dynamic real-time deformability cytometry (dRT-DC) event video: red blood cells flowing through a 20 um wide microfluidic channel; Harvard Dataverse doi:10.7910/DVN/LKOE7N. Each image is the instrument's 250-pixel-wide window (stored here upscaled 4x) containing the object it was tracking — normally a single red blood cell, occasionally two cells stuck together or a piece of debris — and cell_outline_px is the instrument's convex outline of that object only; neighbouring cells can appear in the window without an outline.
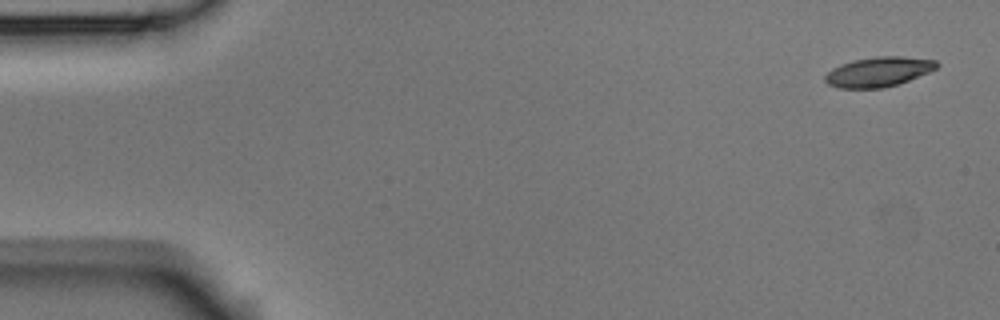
{"species": "Egyptian fruit bat (a non-hibernating species)", "species_latin": "Rousettus aegyptiacus", "temperature_condition": "room temperature", "stored_images_in_passage": 6, "camera_frame_rate_fps": 3000, "um_per_image_px": 0.085, "animal": {"sex": "male"}, "frame": {"image": 1, "passage_image": 1, "time_ms": 0.0, "image_size_px": [1000, 320], "cell_outline_px": [[940, 64], [936, 68], [928, 72], [908, 80], [884, 88], [840, 88], [828, 84], [824, 80], [824, 76], [832, 68], [840, 64], [852, 60], [876, 56], [904, 56], [936, 60]], "centroid_in_image_um": [74.65, 6.09], "position_along_channel_um": 10.3, "area_um2": 19.36}}
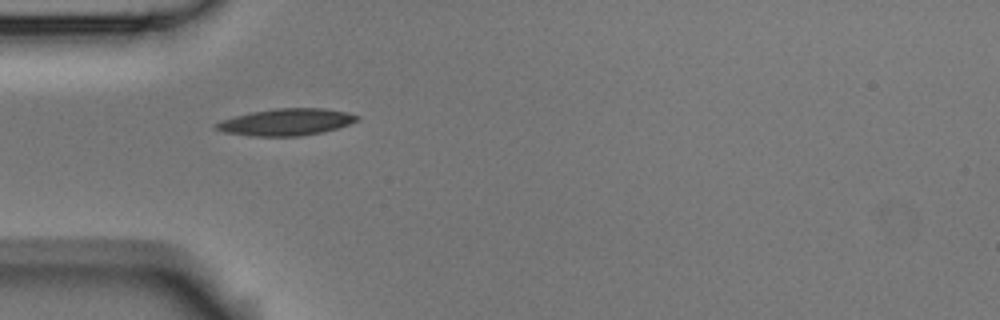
{"frame": {"image": 2, "passage_image": 5, "time_ms": 1.333, "image_size_px": [1000, 320], "cell_outline_px": [[360, 116], [356, 120], [348, 124], [324, 132], [300, 136], [248, 136], [224, 132], [212, 128], [212, 124], [220, 120], [252, 112], [276, 108], [324, 108], [348, 112]], "centroid_in_image_um": [24.27, 10.38], "position_along_channel_um": 60.7, "area_um2": 22.14}}
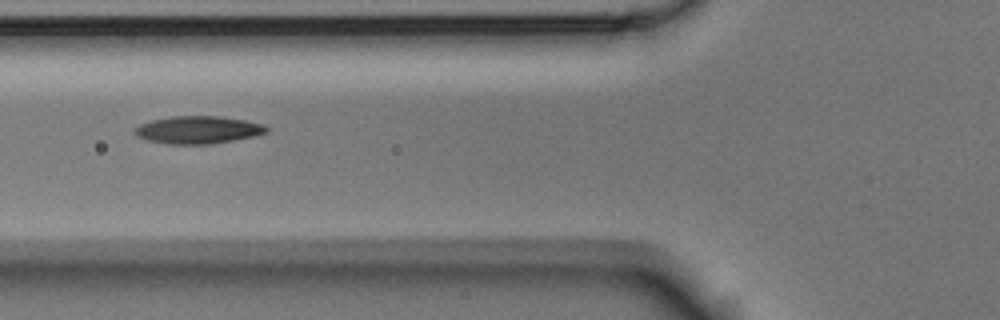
{"frame": {"image": 3, "passage_image": 6, "time_ms": 1.667, "image_size_px": [1000, 320], "cell_outline_px": [[268, 132], [256, 136], [212, 144], [168, 144], [148, 140], [136, 136], [132, 132], [132, 128], [140, 124], [152, 120], [172, 116], [220, 116], [244, 120], [264, 124], [268, 128]], "centroid_in_image_um": [16.82, 11.04], "position_along_channel_um": 109.0, "area_um2": 21.39}}